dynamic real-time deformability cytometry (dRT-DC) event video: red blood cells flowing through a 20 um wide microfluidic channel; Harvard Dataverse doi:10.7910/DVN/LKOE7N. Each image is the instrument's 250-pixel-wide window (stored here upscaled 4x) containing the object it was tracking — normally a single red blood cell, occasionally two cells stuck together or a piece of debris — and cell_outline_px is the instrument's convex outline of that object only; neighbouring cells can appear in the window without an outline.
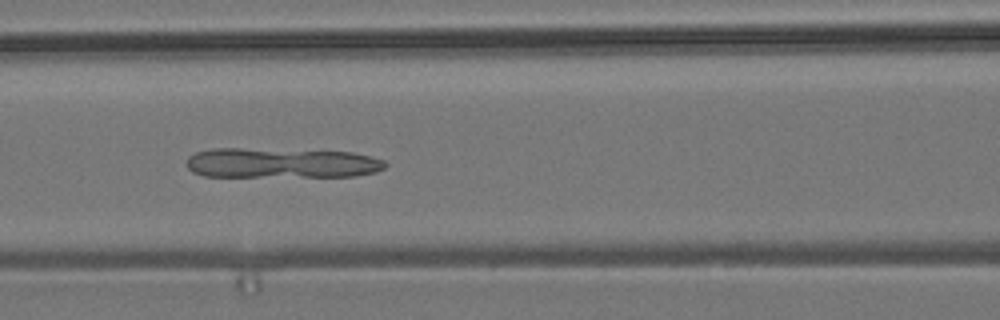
{"species": "common noctule bat (a hibernating species)", "species_latin": "Nyctalus noctula", "temperature_condition": "room temperature", "stored_images_in_passage": 55, "camera_frame_rate_fps": 3000, "um_per_image_px": 0.085, "animal": {"sex": "male", "body_mass_g": 19.2, "forearm_length_mm": 51.8}, "frame": {"image": 1, "passage_image": 23, "time_ms": 7.333, "image_size_px": [1000, 320], "cell_outline_px": [[388, 164], [384, 168], [376, 172], [352, 176], [204, 176], [192, 172], [188, 168], [188, 156], [196, 152], [212, 148], [240, 148], [352, 152], [384, 160]], "centroid_in_image_um": [23.9, 13.85], "position_along_channel_um": 142.7, "area_um2": 34.68}}
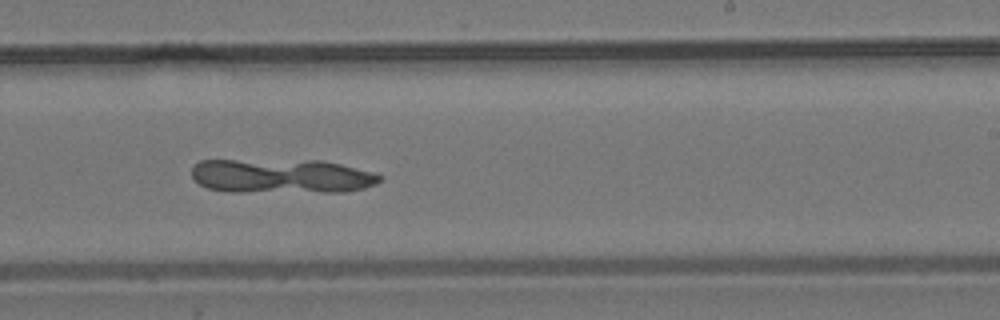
{"frame": {"image": 2, "passage_image": 33, "time_ms": 10.667, "image_size_px": [1000, 320], "cell_outline_px": [[384, 176], [376, 184], [364, 188], [344, 192], [232, 192], [208, 188], [200, 184], [192, 176], [192, 168], [200, 160], [320, 160], [340, 164], [376, 172]], "centroid_in_image_um": [23.97, 14.97], "position_along_channel_um": 265.0, "area_um2": 38.09}}
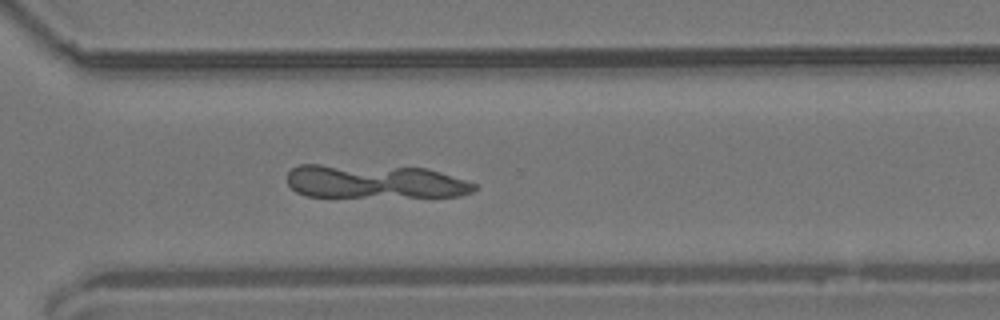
{"frame": {"image": 3, "passage_image": 39, "time_ms": 12.667, "image_size_px": [1000, 320], "cell_outline_px": [[476, 188], [472, 192], [460, 196], [308, 196], [296, 192], [288, 184], [288, 172], [292, 168], [300, 164], [320, 164], [428, 168], [476, 184]], "centroid_in_image_um": [31.82, 15.42], "position_along_channel_um": 338.8, "area_um2": 36.47}}